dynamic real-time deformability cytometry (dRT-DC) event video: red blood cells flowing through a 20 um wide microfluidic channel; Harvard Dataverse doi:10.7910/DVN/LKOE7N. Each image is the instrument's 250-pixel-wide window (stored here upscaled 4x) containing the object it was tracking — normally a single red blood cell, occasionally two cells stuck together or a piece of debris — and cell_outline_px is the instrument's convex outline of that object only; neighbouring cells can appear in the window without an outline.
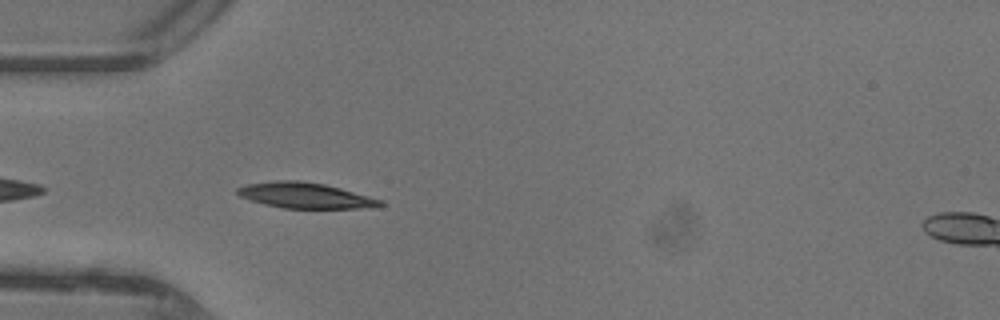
{"species": "common noctule bat (a hibernating species)", "species_latin": "Nyctalus noctula", "temperature_condition": "warm", "stored_images_in_passage": 30, "camera_frame_rate_fps": 3000, "um_per_image_px": 0.085, "animal": {"sex": "female"}, "frame": {"image": 1, "passage_image": 2, "time_ms": 0.333, "image_size_px": [1000, 320], "cell_outline_px": [[384, 204], [380, 208], [280, 208], [264, 204], [240, 196], [236, 192], [236, 188], [248, 184], [276, 180], [300, 180], [324, 184], [340, 188], [384, 200]], "centroid_in_image_um": [26.0, 16.62], "position_along_channel_um": 59.0, "area_um2": 21.44}}
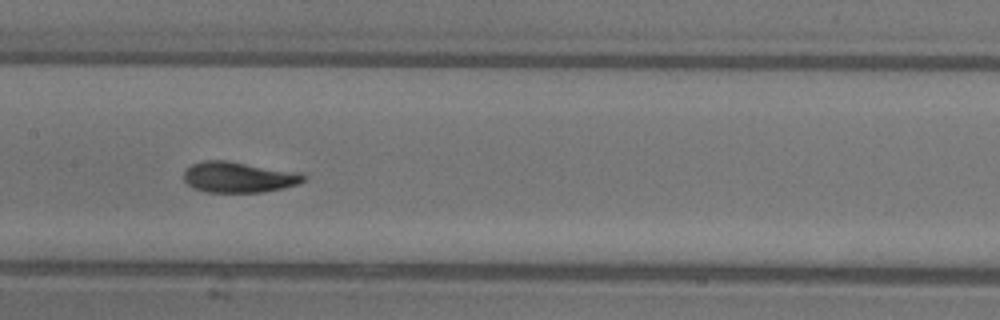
{"frame": {"image": 2, "passage_image": 11, "time_ms": 3.333, "image_size_px": [1000, 320], "cell_outline_px": [[308, 176], [304, 180], [296, 184], [284, 188], [260, 192], [204, 192], [192, 188], [184, 180], [184, 172], [192, 164], [204, 160], [224, 160], [304, 172]], "centroid_in_image_um": [20.32, 15.05], "position_along_channel_um": 187.1, "area_um2": 21.68}}
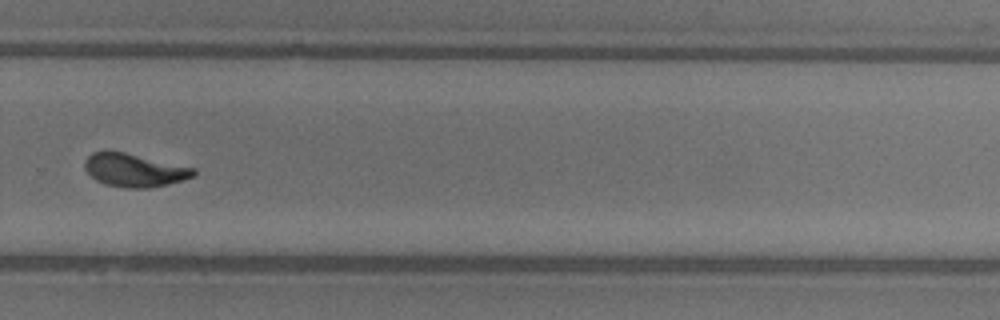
{"frame": {"image": 3, "passage_image": 20, "time_ms": 6.333, "image_size_px": [1000, 320], "cell_outline_px": [[196, 176], [184, 180], [168, 184], [148, 188], [124, 188], [104, 184], [96, 180], [84, 168], [84, 160], [92, 152], [104, 148], [124, 152], [196, 168]], "centroid_in_image_um": [11.4, 14.44], "position_along_channel_um": 318.4, "area_um2": 21.5}, "authors_computed_cell_mechanics": {"area_um2": 20.9525, "velocity_mm_per_s": 4.3842, "shape_relaxation_time_tau1_ms": 4.0915, "shape_relaxation_time_tau2_ms": 1.5677, "deformation_change_tau1": 0.173, "deformation_change_tau2": 0.0565}}